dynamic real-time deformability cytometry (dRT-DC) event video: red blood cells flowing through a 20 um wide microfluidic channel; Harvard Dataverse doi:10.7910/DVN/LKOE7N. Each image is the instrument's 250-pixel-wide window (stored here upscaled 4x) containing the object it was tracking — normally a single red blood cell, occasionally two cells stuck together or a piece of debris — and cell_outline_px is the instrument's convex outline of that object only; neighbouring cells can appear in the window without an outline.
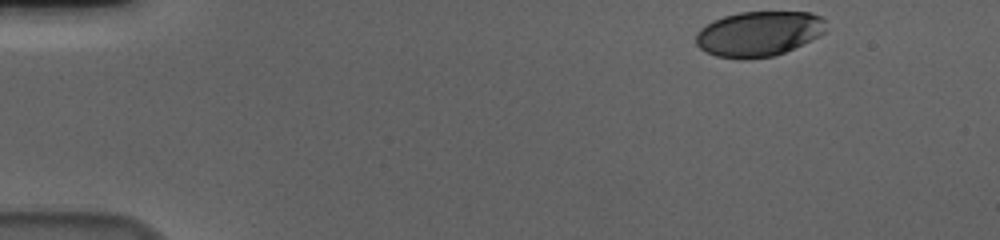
{"species": "human", "species_latin": "Homo sapiens", "temperature_condition": "cold", "stored_images_in_passage": 45, "camera_frame_rate_fps": 3000, "um_per_image_px": 0.085, "donor": {"sex": "male"}, "frame": {"image": 1, "passage_image": 1, "time_ms": 0.0, "image_size_px": [1000, 240], "cell_outline_px": [[824, 32], [784, 52], [772, 56], [744, 60], [716, 56], [700, 48], [696, 44], [696, 32], [700, 28], [712, 20], [724, 16], [740, 12], [812, 12], [820, 16], [824, 20]], "centroid_in_image_um": [64.43, 2.86], "position_along_channel_um": 20.6, "area_um2": 33.93}}
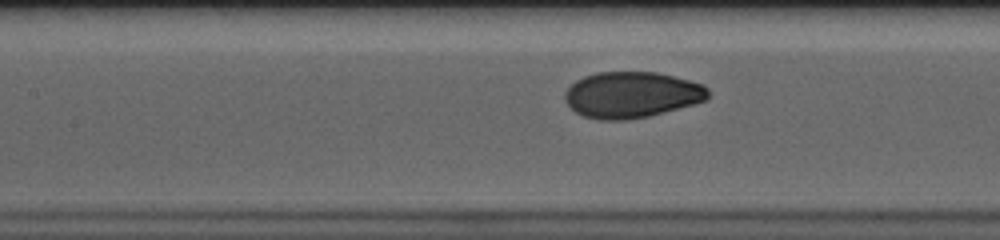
{"frame": {"image": 2, "passage_image": 21, "time_ms": 6.667, "image_size_px": [1000, 240], "cell_outline_px": [[708, 100], [696, 104], [648, 116], [628, 120], [600, 120], [584, 116], [576, 112], [564, 100], [564, 92], [576, 80], [584, 76], [596, 72], [656, 72], [704, 84], [708, 88]], "centroid_in_image_um": [53.7, 8.06], "position_along_channel_um": 153.7, "area_um2": 38.61}}
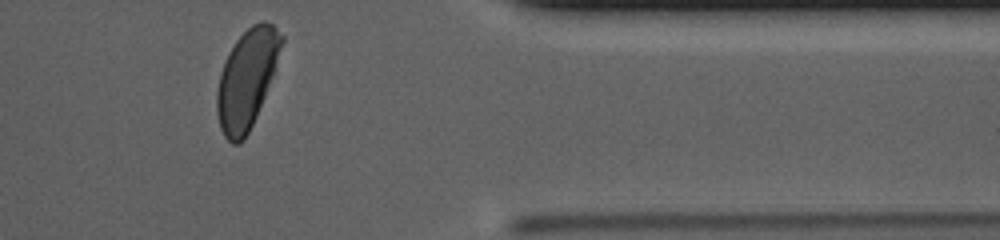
{"frame": {"image": 3, "passage_image": 42, "time_ms": 13.667, "image_size_px": [1000, 240], "cell_outline_px": [[284, 40], [272, 76], [256, 116], [244, 140], [240, 144], [232, 144], [224, 136], [220, 128], [216, 112], [216, 92], [220, 72], [228, 52], [236, 40], [252, 24], [260, 20], [264, 20], [272, 24], [284, 36]], "centroid_in_image_um": [20.96, 6.7], "position_along_channel_um": 390.4, "area_um2": 36.99}, "authors_computed_cell_mechanics": {"area_um2": 37.9168, "velocity_mm_per_s": 3.6192, "shape_relaxation_time_tau1_ms": 2.9668, "shape_relaxation_time_tau2_ms": null, "deformation_change_tau1": 0.1532, "deformation_change_tau2": null}}